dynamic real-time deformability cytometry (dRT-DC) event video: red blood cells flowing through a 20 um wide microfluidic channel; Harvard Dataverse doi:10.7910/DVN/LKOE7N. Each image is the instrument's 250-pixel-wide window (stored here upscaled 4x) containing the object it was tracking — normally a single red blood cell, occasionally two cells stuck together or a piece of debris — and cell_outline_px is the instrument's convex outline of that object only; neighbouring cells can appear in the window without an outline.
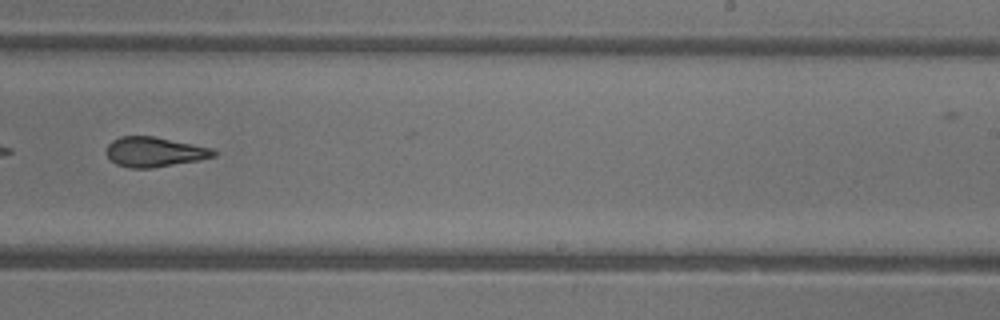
{"species": "common noctule bat (a hibernating species)", "species_latin": "Nyctalus noctula", "temperature_condition": "warm", "stored_images_in_passage": 28, "camera_frame_rate_fps": 3000, "um_per_image_px": 0.085, "animal": {"sex": "female"}, "frame": {"image": 1, "passage_image": 16, "time_ms": 5.0, "image_size_px": [1000, 320], "cell_outline_px": [[216, 156], [200, 160], [152, 168], [128, 168], [116, 164], [108, 156], [108, 144], [112, 140], [120, 136], [152, 136], [212, 148], [216, 152]], "centroid_in_image_um": [13.13, 12.92], "position_along_channel_um": 275.9, "area_um2": 18.5}}